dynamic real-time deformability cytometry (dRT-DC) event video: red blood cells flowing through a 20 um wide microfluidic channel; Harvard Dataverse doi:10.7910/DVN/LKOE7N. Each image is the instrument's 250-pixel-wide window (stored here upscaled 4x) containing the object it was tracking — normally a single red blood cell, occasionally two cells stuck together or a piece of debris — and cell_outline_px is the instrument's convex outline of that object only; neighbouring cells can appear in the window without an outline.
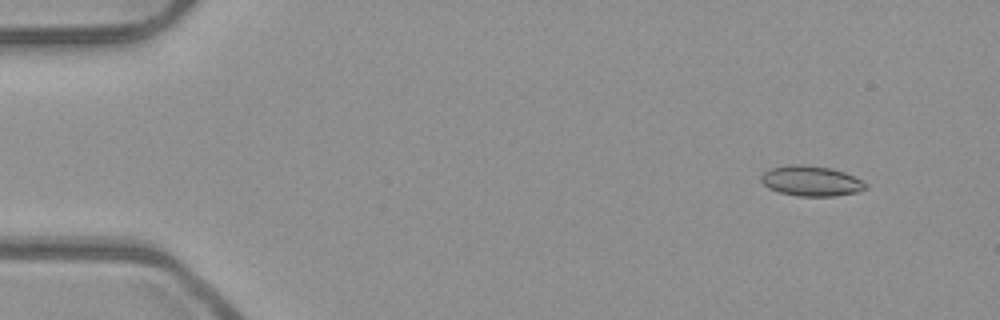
{"species": "common noctule bat (a hibernating species)", "species_latin": "Nyctalus noctula", "temperature_condition": "room temperature", "stored_images_in_passage": 6, "segment_of_instrument_passage": [1, 2], "camera_frame_rate_fps": 3000, "um_per_image_px": 0.085, "animal": {"sex": "male", "body_mass_g": 23.1, "forearm_length_mm": 52.7}, "frame": {"image": 1, "passage_image": 2, "time_ms": 0.333, "image_size_px": [1000, 320], "cell_outline_px": [[868, 188], [856, 192], [832, 196], [796, 196], [780, 192], [768, 188], [760, 180], [760, 176], [764, 172], [772, 168], [788, 164], [800, 164], [832, 168], [844, 172], [868, 184]], "centroid_in_image_um": [68.93, 15.38], "position_along_channel_um": 16.1, "area_um2": 18.38}}
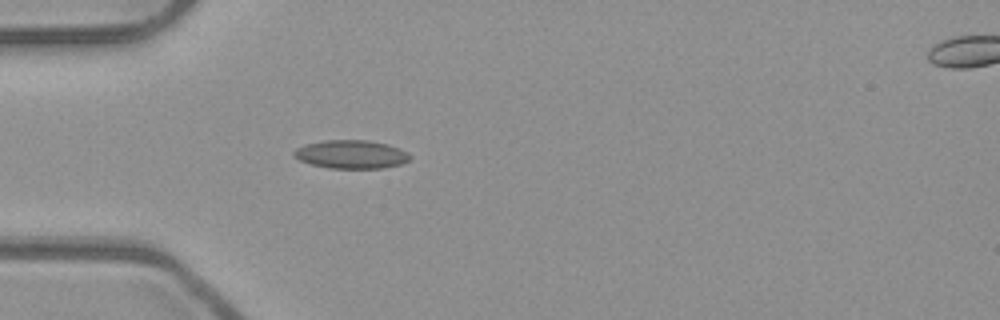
{"frame": {"image": 2, "passage_image": 5, "time_ms": 1.333, "image_size_px": [1000, 320], "cell_outline_px": [[412, 156], [408, 160], [400, 164], [384, 168], [328, 168], [312, 164], [300, 160], [292, 156], [292, 152], [296, 148], [304, 144], [324, 140], [368, 140], [388, 144], [400, 148], [408, 152]], "centroid_in_image_um": [29.84, 13.11], "position_along_channel_um": 55.2, "area_um2": 19.36}}